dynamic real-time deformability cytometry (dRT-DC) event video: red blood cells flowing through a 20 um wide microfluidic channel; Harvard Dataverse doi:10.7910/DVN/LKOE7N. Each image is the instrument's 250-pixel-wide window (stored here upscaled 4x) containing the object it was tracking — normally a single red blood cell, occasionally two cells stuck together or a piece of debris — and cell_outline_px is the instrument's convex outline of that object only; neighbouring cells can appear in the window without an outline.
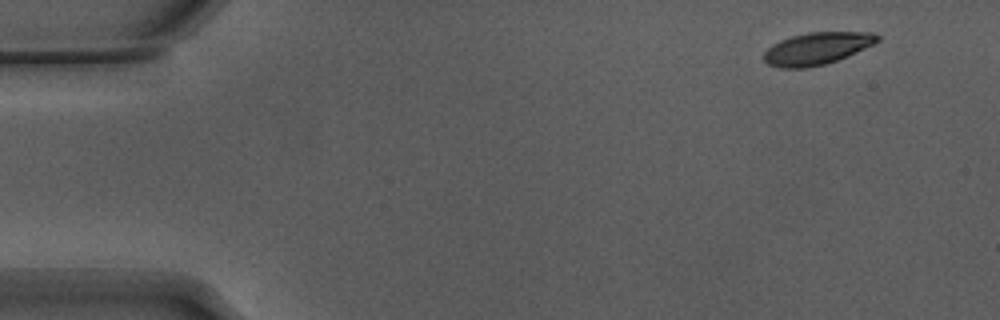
{"species": "Egyptian fruit bat (a non-hibernating species)", "species_latin": "Rousettus aegyptiacus", "temperature_condition": "warm", "stored_images_in_passage": 51, "camera_frame_rate_fps": 3000, "um_per_image_px": 0.085, "animal": {"sex": "male"}, "frame": {"image": 1, "passage_image": 1, "time_ms": 0.0, "image_size_px": [1000, 320], "cell_outline_px": [[880, 40], [848, 56], [824, 64], [808, 68], [784, 68], [768, 64], [764, 60], [764, 52], [772, 44], [780, 40], [792, 36], [808, 32], [872, 32], [880, 36]], "centroid_in_image_um": [69.43, 4.11], "position_along_channel_um": 15.6, "area_um2": 21.15}}
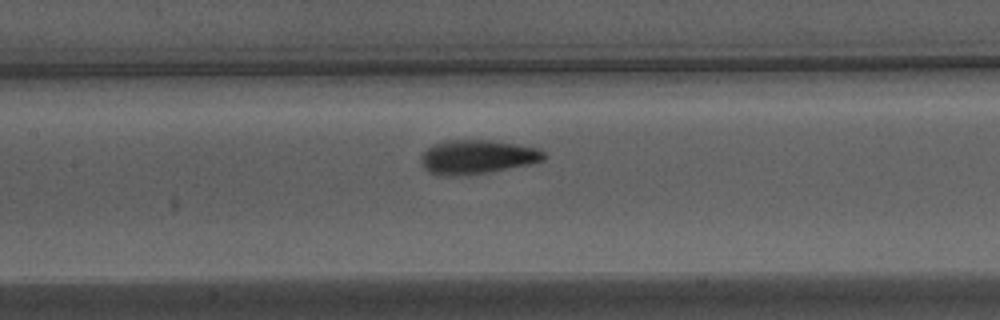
{"frame": {"image": 2, "passage_image": 22, "time_ms": 7.0, "image_size_px": [1000, 320], "cell_outline_px": [[548, 156], [544, 160], [532, 164], [468, 176], [436, 176], [428, 172], [420, 164], [420, 156], [432, 144], [448, 140], [492, 140], [540, 148]], "centroid_in_image_um": [40.55, 13.36], "position_along_channel_um": 166.8, "area_um2": 25.03}}
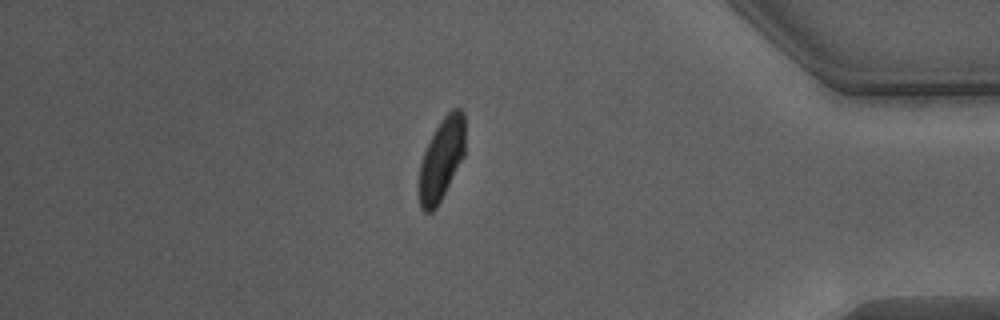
{"frame": {"image": 3, "passage_image": 43, "time_ms": 14.0, "image_size_px": [1000, 320], "cell_outline_px": [[464, 156], [436, 208], [432, 212], [424, 212], [420, 208], [420, 164], [424, 152], [436, 128], [444, 116], [452, 108], [460, 108], [464, 112]], "centroid_in_image_um": [37.54, 13.52], "position_along_channel_um": 397.7, "area_um2": 21.56}, "authors_computed_cell_mechanics": {"area_um2": 22.7154, "velocity_mm_per_s": 3.8102, "shape_relaxation_time_tau1_ms": 2.7383, "shape_relaxation_time_tau2_ms": 1.1772, "deformation_change_tau1": 0.1534, "deformation_change_tau2": 0.0728}}